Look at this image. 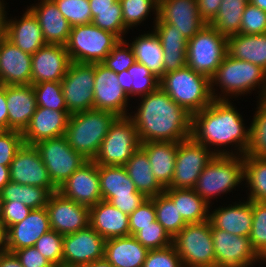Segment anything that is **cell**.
<instances>
[{
  "label": "cell",
  "mask_w": 266,
  "mask_h": 267,
  "mask_svg": "<svg viewBox=\"0 0 266 267\" xmlns=\"http://www.w3.org/2000/svg\"><path fill=\"white\" fill-rule=\"evenodd\" d=\"M230 101L214 99L209 106L193 114L191 137L196 142L214 150L216 155L245 156L250 142V127L246 129L242 115ZM229 144L232 145L231 147L234 146L236 154L221 148ZM211 146L217 149L210 148Z\"/></svg>",
  "instance_id": "1"
},
{
  "label": "cell",
  "mask_w": 266,
  "mask_h": 267,
  "mask_svg": "<svg viewBox=\"0 0 266 267\" xmlns=\"http://www.w3.org/2000/svg\"><path fill=\"white\" fill-rule=\"evenodd\" d=\"M141 98L134 115L128 117L136 127L141 143L180 142L191 137L192 115L160 87Z\"/></svg>",
  "instance_id": "2"
},
{
  "label": "cell",
  "mask_w": 266,
  "mask_h": 267,
  "mask_svg": "<svg viewBox=\"0 0 266 267\" xmlns=\"http://www.w3.org/2000/svg\"><path fill=\"white\" fill-rule=\"evenodd\" d=\"M212 97L216 100H229L251 93L256 87L260 89L259 100L266 99V71L251 62L237 60L226 55L215 74L210 79ZM221 89V94H216L214 86ZM260 87V88H259ZM262 89V90H261ZM223 94V95H222ZM231 94V95H230Z\"/></svg>",
  "instance_id": "3"
},
{
  "label": "cell",
  "mask_w": 266,
  "mask_h": 267,
  "mask_svg": "<svg viewBox=\"0 0 266 267\" xmlns=\"http://www.w3.org/2000/svg\"><path fill=\"white\" fill-rule=\"evenodd\" d=\"M117 118L113 112L96 109L70 114L65 132L69 146L88 161H93Z\"/></svg>",
  "instance_id": "4"
},
{
  "label": "cell",
  "mask_w": 266,
  "mask_h": 267,
  "mask_svg": "<svg viewBox=\"0 0 266 267\" xmlns=\"http://www.w3.org/2000/svg\"><path fill=\"white\" fill-rule=\"evenodd\" d=\"M159 87L191 115L200 112L214 100L210 79L188 66L164 74Z\"/></svg>",
  "instance_id": "5"
},
{
  "label": "cell",
  "mask_w": 266,
  "mask_h": 267,
  "mask_svg": "<svg viewBox=\"0 0 266 267\" xmlns=\"http://www.w3.org/2000/svg\"><path fill=\"white\" fill-rule=\"evenodd\" d=\"M242 181L244 156L216 155L203 169L193 189L210 205L213 198L231 192Z\"/></svg>",
  "instance_id": "6"
},
{
  "label": "cell",
  "mask_w": 266,
  "mask_h": 267,
  "mask_svg": "<svg viewBox=\"0 0 266 267\" xmlns=\"http://www.w3.org/2000/svg\"><path fill=\"white\" fill-rule=\"evenodd\" d=\"M228 54L227 36L206 24L187 42V66L209 79Z\"/></svg>",
  "instance_id": "7"
},
{
  "label": "cell",
  "mask_w": 266,
  "mask_h": 267,
  "mask_svg": "<svg viewBox=\"0 0 266 267\" xmlns=\"http://www.w3.org/2000/svg\"><path fill=\"white\" fill-rule=\"evenodd\" d=\"M120 40L91 23L71 27L65 46L71 62L101 63Z\"/></svg>",
  "instance_id": "8"
},
{
  "label": "cell",
  "mask_w": 266,
  "mask_h": 267,
  "mask_svg": "<svg viewBox=\"0 0 266 267\" xmlns=\"http://www.w3.org/2000/svg\"><path fill=\"white\" fill-rule=\"evenodd\" d=\"M183 267H216L210 221L190 223L172 239Z\"/></svg>",
  "instance_id": "9"
},
{
  "label": "cell",
  "mask_w": 266,
  "mask_h": 267,
  "mask_svg": "<svg viewBox=\"0 0 266 267\" xmlns=\"http://www.w3.org/2000/svg\"><path fill=\"white\" fill-rule=\"evenodd\" d=\"M141 142L133 121L118 117L110 126L93 161L97 165L124 166Z\"/></svg>",
  "instance_id": "10"
},
{
  "label": "cell",
  "mask_w": 266,
  "mask_h": 267,
  "mask_svg": "<svg viewBox=\"0 0 266 267\" xmlns=\"http://www.w3.org/2000/svg\"><path fill=\"white\" fill-rule=\"evenodd\" d=\"M34 146L57 188L88 161L69 146L65 135L40 141Z\"/></svg>",
  "instance_id": "11"
},
{
  "label": "cell",
  "mask_w": 266,
  "mask_h": 267,
  "mask_svg": "<svg viewBox=\"0 0 266 267\" xmlns=\"http://www.w3.org/2000/svg\"><path fill=\"white\" fill-rule=\"evenodd\" d=\"M95 63L71 62L61 80L70 114L94 109Z\"/></svg>",
  "instance_id": "12"
},
{
  "label": "cell",
  "mask_w": 266,
  "mask_h": 267,
  "mask_svg": "<svg viewBox=\"0 0 266 267\" xmlns=\"http://www.w3.org/2000/svg\"><path fill=\"white\" fill-rule=\"evenodd\" d=\"M216 156L192 137L178 142L173 180L168 188L193 189L203 169Z\"/></svg>",
  "instance_id": "13"
},
{
  "label": "cell",
  "mask_w": 266,
  "mask_h": 267,
  "mask_svg": "<svg viewBox=\"0 0 266 267\" xmlns=\"http://www.w3.org/2000/svg\"><path fill=\"white\" fill-rule=\"evenodd\" d=\"M216 267H252L262 259L254 251L249 237L238 236L211 225Z\"/></svg>",
  "instance_id": "14"
},
{
  "label": "cell",
  "mask_w": 266,
  "mask_h": 267,
  "mask_svg": "<svg viewBox=\"0 0 266 267\" xmlns=\"http://www.w3.org/2000/svg\"><path fill=\"white\" fill-rule=\"evenodd\" d=\"M62 248L63 267H84L104 258L105 239L89 225L64 235Z\"/></svg>",
  "instance_id": "15"
},
{
  "label": "cell",
  "mask_w": 266,
  "mask_h": 267,
  "mask_svg": "<svg viewBox=\"0 0 266 267\" xmlns=\"http://www.w3.org/2000/svg\"><path fill=\"white\" fill-rule=\"evenodd\" d=\"M10 181L22 185L45 187L51 193L58 188L52 183L48 170L34 145L23 144L10 164Z\"/></svg>",
  "instance_id": "16"
},
{
  "label": "cell",
  "mask_w": 266,
  "mask_h": 267,
  "mask_svg": "<svg viewBox=\"0 0 266 267\" xmlns=\"http://www.w3.org/2000/svg\"><path fill=\"white\" fill-rule=\"evenodd\" d=\"M45 208L50 228L63 236L89 226V207L62 196L58 191L50 195Z\"/></svg>",
  "instance_id": "17"
},
{
  "label": "cell",
  "mask_w": 266,
  "mask_h": 267,
  "mask_svg": "<svg viewBox=\"0 0 266 267\" xmlns=\"http://www.w3.org/2000/svg\"><path fill=\"white\" fill-rule=\"evenodd\" d=\"M118 81L117 73L101 63H95L94 109L110 111L118 117H127L130 99Z\"/></svg>",
  "instance_id": "18"
},
{
  "label": "cell",
  "mask_w": 266,
  "mask_h": 267,
  "mask_svg": "<svg viewBox=\"0 0 266 267\" xmlns=\"http://www.w3.org/2000/svg\"><path fill=\"white\" fill-rule=\"evenodd\" d=\"M62 196L88 206L102 200L98 165L87 161L77 169L57 190Z\"/></svg>",
  "instance_id": "19"
},
{
  "label": "cell",
  "mask_w": 266,
  "mask_h": 267,
  "mask_svg": "<svg viewBox=\"0 0 266 267\" xmlns=\"http://www.w3.org/2000/svg\"><path fill=\"white\" fill-rule=\"evenodd\" d=\"M154 22H165L189 40L207 23L199 16L197 0H163Z\"/></svg>",
  "instance_id": "20"
},
{
  "label": "cell",
  "mask_w": 266,
  "mask_h": 267,
  "mask_svg": "<svg viewBox=\"0 0 266 267\" xmlns=\"http://www.w3.org/2000/svg\"><path fill=\"white\" fill-rule=\"evenodd\" d=\"M31 84L61 82L71 63L65 45L46 44L32 54Z\"/></svg>",
  "instance_id": "21"
},
{
  "label": "cell",
  "mask_w": 266,
  "mask_h": 267,
  "mask_svg": "<svg viewBox=\"0 0 266 267\" xmlns=\"http://www.w3.org/2000/svg\"><path fill=\"white\" fill-rule=\"evenodd\" d=\"M32 55L23 52L5 36L0 39V82L2 85L31 84Z\"/></svg>",
  "instance_id": "22"
},
{
  "label": "cell",
  "mask_w": 266,
  "mask_h": 267,
  "mask_svg": "<svg viewBox=\"0 0 266 267\" xmlns=\"http://www.w3.org/2000/svg\"><path fill=\"white\" fill-rule=\"evenodd\" d=\"M70 113L44 107H36L29 125L22 133L24 144L34 145L40 141L65 135Z\"/></svg>",
  "instance_id": "23"
},
{
  "label": "cell",
  "mask_w": 266,
  "mask_h": 267,
  "mask_svg": "<svg viewBox=\"0 0 266 267\" xmlns=\"http://www.w3.org/2000/svg\"><path fill=\"white\" fill-rule=\"evenodd\" d=\"M46 208L32 209L28 216L7 229L5 250H16L34 246L36 241L50 230Z\"/></svg>",
  "instance_id": "24"
},
{
  "label": "cell",
  "mask_w": 266,
  "mask_h": 267,
  "mask_svg": "<svg viewBox=\"0 0 266 267\" xmlns=\"http://www.w3.org/2000/svg\"><path fill=\"white\" fill-rule=\"evenodd\" d=\"M8 130L21 133L27 128L37 104L32 84L6 85Z\"/></svg>",
  "instance_id": "25"
},
{
  "label": "cell",
  "mask_w": 266,
  "mask_h": 267,
  "mask_svg": "<svg viewBox=\"0 0 266 267\" xmlns=\"http://www.w3.org/2000/svg\"><path fill=\"white\" fill-rule=\"evenodd\" d=\"M28 8L36 16L46 44L66 45L71 26L54 0H38Z\"/></svg>",
  "instance_id": "26"
},
{
  "label": "cell",
  "mask_w": 266,
  "mask_h": 267,
  "mask_svg": "<svg viewBox=\"0 0 266 267\" xmlns=\"http://www.w3.org/2000/svg\"><path fill=\"white\" fill-rule=\"evenodd\" d=\"M129 216L110 202L101 200L89 208V225L105 240L130 236Z\"/></svg>",
  "instance_id": "27"
},
{
  "label": "cell",
  "mask_w": 266,
  "mask_h": 267,
  "mask_svg": "<svg viewBox=\"0 0 266 267\" xmlns=\"http://www.w3.org/2000/svg\"><path fill=\"white\" fill-rule=\"evenodd\" d=\"M14 19L6 20L5 37L9 41L31 55L46 45L38 20L29 8L20 20Z\"/></svg>",
  "instance_id": "28"
},
{
  "label": "cell",
  "mask_w": 266,
  "mask_h": 267,
  "mask_svg": "<svg viewBox=\"0 0 266 267\" xmlns=\"http://www.w3.org/2000/svg\"><path fill=\"white\" fill-rule=\"evenodd\" d=\"M212 212V213H211ZM209 212V221L214 228L238 236L249 237L252 226V201L235 202Z\"/></svg>",
  "instance_id": "29"
},
{
  "label": "cell",
  "mask_w": 266,
  "mask_h": 267,
  "mask_svg": "<svg viewBox=\"0 0 266 267\" xmlns=\"http://www.w3.org/2000/svg\"><path fill=\"white\" fill-rule=\"evenodd\" d=\"M153 31L156 33L163 48L164 74L187 66V42L184 35L172 25L155 22Z\"/></svg>",
  "instance_id": "30"
},
{
  "label": "cell",
  "mask_w": 266,
  "mask_h": 267,
  "mask_svg": "<svg viewBox=\"0 0 266 267\" xmlns=\"http://www.w3.org/2000/svg\"><path fill=\"white\" fill-rule=\"evenodd\" d=\"M148 252L133 236L105 240L104 257L114 267H142Z\"/></svg>",
  "instance_id": "31"
},
{
  "label": "cell",
  "mask_w": 266,
  "mask_h": 267,
  "mask_svg": "<svg viewBox=\"0 0 266 267\" xmlns=\"http://www.w3.org/2000/svg\"><path fill=\"white\" fill-rule=\"evenodd\" d=\"M140 147L146 152L159 184L168 188L173 180L178 142L149 141L141 143Z\"/></svg>",
  "instance_id": "32"
},
{
  "label": "cell",
  "mask_w": 266,
  "mask_h": 267,
  "mask_svg": "<svg viewBox=\"0 0 266 267\" xmlns=\"http://www.w3.org/2000/svg\"><path fill=\"white\" fill-rule=\"evenodd\" d=\"M228 55L266 71V34H234L227 37Z\"/></svg>",
  "instance_id": "33"
},
{
  "label": "cell",
  "mask_w": 266,
  "mask_h": 267,
  "mask_svg": "<svg viewBox=\"0 0 266 267\" xmlns=\"http://www.w3.org/2000/svg\"><path fill=\"white\" fill-rule=\"evenodd\" d=\"M124 167L127 170L129 177L138 192L145 195L147 198L155 197L164 193V188L159 184L151 170V165L146 152L139 147L125 163Z\"/></svg>",
  "instance_id": "34"
},
{
  "label": "cell",
  "mask_w": 266,
  "mask_h": 267,
  "mask_svg": "<svg viewBox=\"0 0 266 267\" xmlns=\"http://www.w3.org/2000/svg\"><path fill=\"white\" fill-rule=\"evenodd\" d=\"M164 193L173 201L186 224L209 220L211 205L209 206L194 189L165 188Z\"/></svg>",
  "instance_id": "35"
},
{
  "label": "cell",
  "mask_w": 266,
  "mask_h": 267,
  "mask_svg": "<svg viewBox=\"0 0 266 267\" xmlns=\"http://www.w3.org/2000/svg\"><path fill=\"white\" fill-rule=\"evenodd\" d=\"M98 174L104 201H108L113 196L143 195L137 191L124 166L98 165Z\"/></svg>",
  "instance_id": "36"
},
{
  "label": "cell",
  "mask_w": 266,
  "mask_h": 267,
  "mask_svg": "<svg viewBox=\"0 0 266 267\" xmlns=\"http://www.w3.org/2000/svg\"><path fill=\"white\" fill-rule=\"evenodd\" d=\"M129 45L136 62L145 65L159 79L164 75L163 48L154 31L141 34Z\"/></svg>",
  "instance_id": "37"
},
{
  "label": "cell",
  "mask_w": 266,
  "mask_h": 267,
  "mask_svg": "<svg viewBox=\"0 0 266 267\" xmlns=\"http://www.w3.org/2000/svg\"><path fill=\"white\" fill-rule=\"evenodd\" d=\"M3 201L21 202L31 209L45 208L52 194L45 187L8 182L1 190Z\"/></svg>",
  "instance_id": "38"
},
{
  "label": "cell",
  "mask_w": 266,
  "mask_h": 267,
  "mask_svg": "<svg viewBox=\"0 0 266 267\" xmlns=\"http://www.w3.org/2000/svg\"><path fill=\"white\" fill-rule=\"evenodd\" d=\"M248 3L249 0H222L210 25L227 37L239 34L242 15Z\"/></svg>",
  "instance_id": "39"
},
{
  "label": "cell",
  "mask_w": 266,
  "mask_h": 267,
  "mask_svg": "<svg viewBox=\"0 0 266 267\" xmlns=\"http://www.w3.org/2000/svg\"><path fill=\"white\" fill-rule=\"evenodd\" d=\"M244 181L250 187L248 200L266 202V159L244 156Z\"/></svg>",
  "instance_id": "40"
},
{
  "label": "cell",
  "mask_w": 266,
  "mask_h": 267,
  "mask_svg": "<svg viewBox=\"0 0 266 267\" xmlns=\"http://www.w3.org/2000/svg\"><path fill=\"white\" fill-rule=\"evenodd\" d=\"M250 124V142L245 156L266 159V99L258 102Z\"/></svg>",
  "instance_id": "41"
},
{
  "label": "cell",
  "mask_w": 266,
  "mask_h": 267,
  "mask_svg": "<svg viewBox=\"0 0 266 267\" xmlns=\"http://www.w3.org/2000/svg\"><path fill=\"white\" fill-rule=\"evenodd\" d=\"M156 220L173 239L185 226L182 215L178 213L173 201L165 194L154 197Z\"/></svg>",
  "instance_id": "42"
},
{
  "label": "cell",
  "mask_w": 266,
  "mask_h": 267,
  "mask_svg": "<svg viewBox=\"0 0 266 267\" xmlns=\"http://www.w3.org/2000/svg\"><path fill=\"white\" fill-rule=\"evenodd\" d=\"M123 23L130 30L131 27L140 25L148 18L153 10L154 16L158 17V4L153 0H119Z\"/></svg>",
  "instance_id": "43"
},
{
  "label": "cell",
  "mask_w": 266,
  "mask_h": 267,
  "mask_svg": "<svg viewBox=\"0 0 266 267\" xmlns=\"http://www.w3.org/2000/svg\"><path fill=\"white\" fill-rule=\"evenodd\" d=\"M251 245L263 260L266 257V202L252 201Z\"/></svg>",
  "instance_id": "44"
},
{
  "label": "cell",
  "mask_w": 266,
  "mask_h": 267,
  "mask_svg": "<svg viewBox=\"0 0 266 267\" xmlns=\"http://www.w3.org/2000/svg\"><path fill=\"white\" fill-rule=\"evenodd\" d=\"M32 86L38 107L68 111L62 92L61 82H41L33 84Z\"/></svg>",
  "instance_id": "45"
},
{
  "label": "cell",
  "mask_w": 266,
  "mask_h": 267,
  "mask_svg": "<svg viewBox=\"0 0 266 267\" xmlns=\"http://www.w3.org/2000/svg\"><path fill=\"white\" fill-rule=\"evenodd\" d=\"M62 15L70 26L92 23V13L89 0H54Z\"/></svg>",
  "instance_id": "46"
},
{
  "label": "cell",
  "mask_w": 266,
  "mask_h": 267,
  "mask_svg": "<svg viewBox=\"0 0 266 267\" xmlns=\"http://www.w3.org/2000/svg\"><path fill=\"white\" fill-rule=\"evenodd\" d=\"M63 238V235L50 229L34 245L54 267H63Z\"/></svg>",
  "instance_id": "47"
},
{
  "label": "cell",
  "mask_w": 266,
  "mask_h": 267,
  "mask_svg": "<svg viewBox=\"0 0 266 267\" xmlns=\"http://www.w3.org/2000/svg\"><path fill=\"white\" fill-rule=\"evenodd\" d=\"M91 13L93 25L102 30L112 32L123 40L128 29L123 23L122 9L119 0L116 1V10L91 11Z\"/></svg>",
  "instance_id": "48"
},
{
  "label": "cell",
  "mask_w": 266,
  "mask_h": 267,
  "mask_svg": "<svg viewBox=\"0 0 266 267\" xmlns=\"http://www.w3.org/2000/svg\"><path fill=\"white\" fill-rule=\"evenodd\" d=\"M127 72L133 78L132 96L142 97L159 88L160 79L152 74L145 65L135 61Z\"/></svg>",
  "instance_id": "49"
},
{
  "label": "cell",
  "mask_w": 266,
  "mask_h": 267,
  "mask_svg": "<svg viewBox=\"0 0 266 267\" xmlns=\"http://www.w3.org/2000/svg\"><path fill=\"white\" fill-rule=\"evenodd\" d=\"M133 237L149 250L172 245V238L157 220L151 225L140 227V231L136 232Z\"/></svg>",
  "instance_id": "50"
},
{
  "label": "cell",
  "mask_w": 266,
  "mask_h": 267,
  "mask_svg": "<svg viewBox=\"0 0 266 267\" xmlns=\"http://www.w3.org/2000/svg\"><path fill=\"white\" fill-rule=\"evenodd\" d=\"M135 61V55L129 42L127 43V40L123 39L118 42L101 64L118 74L128 70Z\"/></svg>",
  "instance_id": "51"
},
{
  "label": "cell",
  "mask_w": 266,
  "mask_h": 267,
  "mask_svg": "<svg viewBox=\"0 0 266 267\" xmlns=\"http://www.w3.org/2000/svg\"><path fill=\"white\" fill-rule=\"evenodd\" d=\"M239 34H266V11L249 2L242 15Z\"/></svg>",
  "instance_id": "52"
},
{
  "label": "cell",
  "mask_w": 266,
  "mask_h": 267,
  "mask_svg": "<svg viewBox=\"0 0 266 267\" xmlns=\"http://www.w3.org/2000/svg\"><path fill=\"white\" fill-rule=\"evenodd\" d=\"M24 144L19 131H0V165L10 166L15 154Z\"/></svg>",
  "instance_id": "53"
},
{
  "label": "cell",
  "mask_w": 266,
  "mask_h": 267,
  "mask_svg": "<svg viewBox=\"0 0 266 267\" xmlns=\"http://www.w3.org/2000/svg\"><path fill=\"white\" fill-rule=\"evenodd\" d=\"M142 267H183L181 259L172 245L149 250Z\"/></svg>",
  "instance_id": "54"
},
{
  "label": "cell",
  "mask_w": 266,
  "mask_h": 267,
  "mask_svg": "<svg viewBox=\"0 0 266 267\" xmlns=\"http://www.w3.org/2000/svg\"><path fill=\"white\" fill-rule=\"evenodd\" d=\"M156 221L154 197L147 198L137 209L129 215L130 236L140 231V227H146Z\"/></svg>",
  "instance_id": "55"
},
{
  "label": "cell",
  "mask_w": 266,
  "mask_h": 267,
  "mask_svg": "<svg viewBox=\"0 0 266 267\" xmlns=\"http://www.w3.org/2000/svg\"><path fill=\"white\" fill-rule=\"evenodd\" d=\"M32 209L21 202L4 201L2 220L8 229L10 226L25 219Z\"/></svg>",
  "instance_id": "56"
},
{
  "label": "cell",
  "mask_w": 266,
  "mask_h": 267,
  "mask_svg": "<svg viewBox=\"0 0 266 267\" xmlns=\"http://www.w3.org/2000/svg\"><path fill=\"white\" fill-rule=\"evenodd\" d=\"M14 253L23 267H54L35 246L25 247L16 250Z\"/></svg>",
  "instance_id": "57"
},
{
  "label": "cell",
  "mask_w": 266,
  "mask_h": 267,
  "mask_svg": "<svg viewBox=\"0 0 266 267\" xmlns=\"http://www.w3.org/2000/svg\"><path fill=\"white\" fill-rule=\"evenodd\" d=\"M146 199L147 197L145 195H130L124 197L113 196L108 202L129 216Z\"/></svg>",
  "instance_id": "58"
},
{
  "label": "cell",
  "mask_w": 266,
  "mask_h": 267,
  "mask_svg": "<svg viewBox=\"0 0 266 267\" xmlns=\"http://www.w3.org/2000/svg\"><path fill=\"white\" fill-rule=\"evenodd\" d=\"M222 0H197L199 16L210 24L216 17Z\"/></svg>",
  "instance_id": "59"
},
{
  "label": "cell",
  "mask_w": 266,
  "mask_h": 267,
  "mask_svg": "<svg viewBox=\"0 0 266 267\" xmlns=\"http://www.w3.org/2000/svg\"><path fill=\"white\" fill-rule=\"evenodd\" d=\"M8 130V110L6 100V85L0 86V131Z\"/></svg>",
  "instance_id": "60"
},
{
  "label": "cell",
  "mask_w": 266,
  "mask_h": 267,
  "mask_svg": "<svg viewBox=\"0 0 266 267\" xmlns=\"http://www.w3.org/2000/svg\"><path fill=\"white\" fill-rule=\"evenodd\" d=\"M0 267H23L20 260L13 252L0 251Z\"/></svg>",
  "instance_id": "61"
},
{
  "label": "cell",
  "mask_w": 266,
  "mask_h": 267,
  "mask_svg": "<svg viewBox=\"0 0 266 267\" xmlns=\"http://www.w3.org/2000/svg\"><path fill=\"white\" fill-rule=\"evenodd\" d=\"M117 0H89L91 11L116 10Z\"/></svg>",
  "instance_id": "62"
},
{
  "label": "cell",
  "mask_w": 266,
  "mask_h": 267,
  "mask_svg": "<svg viewBox=\"0 0 266 267\" xmlns=\"http://www.w3.org/2000/svg\"><path fill=\"white\" fill-rule=\"evenodd\" d=\"M117 77L119 79V85L124 90V92L128 95V97H132V84H133V78L130 76V74L127 72V70L118 73Z\"/></svg>",
  "instance_id": "63"
},
{
  "label": "cell",
  "mask_w": 266,
  "mask_h": 267,
  "mask_svg": "<svg viewBox=\"0 0 266 267\" xmlns=\"http://www.w3.org/2000/svg\"><path fill=\"white\" fill-rule=\"evenodd\" d=\"M4 4V1L0 0V39L5 36L6 20L8 19L5 10L6 4Z\"/></svg>",
  "instance_id": "64"
},
{
  "label": "cell",
  "mask_w": 266,
  "mask_h": 267,
  "mask_svg": "<svg viewBox=\"0 0 266 267\" xmlns=\"http://www.w3.org/2000/svg\"><path fill=\"white\" fill-rule=\"evenodd\" d=\"M10 182V166L0 165V190Z\"/></svg>",
  "instance_id": "65"
},
{
  "label": "cell",
  "mask_w": 266,
  "mask_h": 267,
  "mask_svg": "<svg viewBox=\"0 0 266 267\" xmlns=\"http://www.w3.org/2000/svg\"><path fill=\"white\" fill-rule=\"evenodd\" d=\"M6 240H7V228L3 220H0V251L5 250Z\"/></svg>",
  "instance_id": "66"
},
{
  "label": "cell",
  "mask_w": 266,
  "mask_h": 267,
  "mask_svg": "<svg viewBox=\"0 0 266 267\" xmlns=\"http://www.w3.org/2000/svg\"><path fill=\"white\" fill-rule=\"evenodd\" d=\"M84 267H114L111 263H109L105 257L99 260H95Z\"/></svg>",
  "instance_id": "67"
},
{
  "label": "cell",
  "mask_w": 266,
  "mask_h": 267,
  "mask_svg": "<svg viewBox=\"0 0 266 267\" xmlns=\"http://www.w3.org/2000/svg\"><path fill=\"white\" fill-rule=\"evenodd\" d=\"M249 2L261 10L266 11V0H249Z\"/></svg>",
  "instance_id": "68"
},
{
  "label": "cell",
  "mask_w": 266,
  "mask_h": 267,
  "mask_svg": "<svg viewBox=\"0 0 266 267\" xmlns=\"http://www.w3.org/2000/svg\"><path fill=\"white\" fill-rule=\"evenodd\" d=\"M3 199L0 194V220H2V213H3Z\"/></svg>",
  "instance_id": "69"
},
{
  "label": "cell",
  "mask_w": 266,
  "mask_h": 267,
  "mask_svg": "<svg viewBox=\"0 0 266 267\" xmlns=\"http://www.w3.org/2000/svg\"><path fill=\"white\" fill-rule=\"evenodd\" d=\"M153 1L159 5L163 0H153Z\"/></svg>",
  "instance_id": "70"
}]
</instances>
